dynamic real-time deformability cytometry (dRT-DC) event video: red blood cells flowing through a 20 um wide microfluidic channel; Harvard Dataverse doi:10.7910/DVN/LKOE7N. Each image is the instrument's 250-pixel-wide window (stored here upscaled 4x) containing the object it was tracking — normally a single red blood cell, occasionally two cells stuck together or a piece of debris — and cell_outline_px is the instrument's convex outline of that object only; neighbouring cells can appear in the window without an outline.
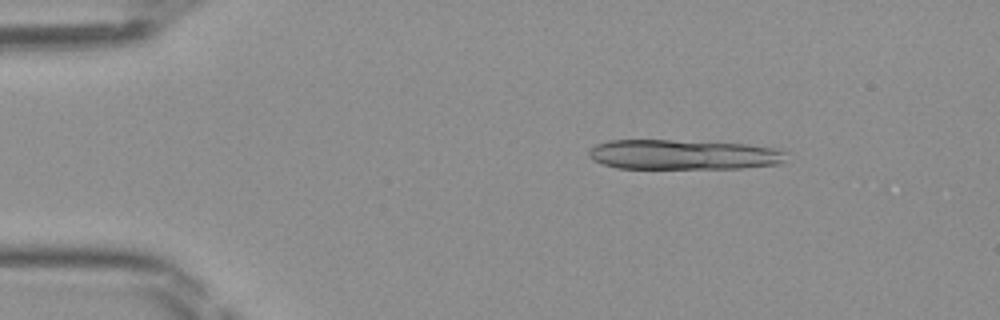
{"species": "Egyptian fruit bat (a non-hibernating species)", "species_latin": "Rousettus aegyptiacus", "temperature_condition": "room temperature", "stored_images_in_passage": 12, "camera_frame_rate_fps": 3000, "um_per_image_px": 0.085, "frame": {"image": 1, "passage_image": 6, "time_ms": 1.667, "image_size_px": [1000, 320], "cell_outline_px": [[788, 152], [784, 160], [780, 164], [744, 168], [616, 168], [592, 160], [588, 156], [588, 152], [596, 144], [608, 140], [672, 140], [748, 144], [772, 148]], "centroid_in_image_um": [58.08, 13.14], "position_along_channel_um": 26.9, "area_um2": 34.51}}